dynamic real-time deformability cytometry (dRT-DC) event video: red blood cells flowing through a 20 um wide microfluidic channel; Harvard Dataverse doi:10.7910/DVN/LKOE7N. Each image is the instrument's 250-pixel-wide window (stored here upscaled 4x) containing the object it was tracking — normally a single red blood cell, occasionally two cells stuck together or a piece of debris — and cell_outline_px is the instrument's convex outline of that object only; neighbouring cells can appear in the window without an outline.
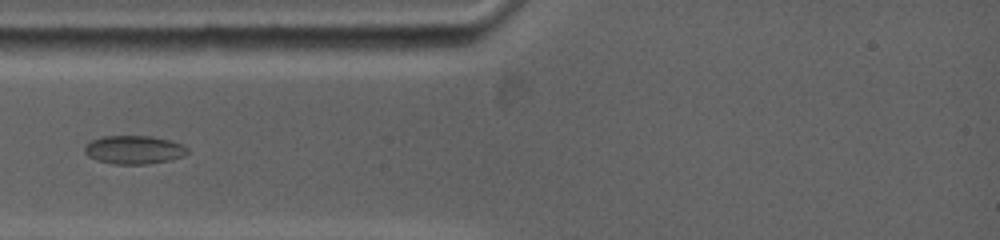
{"species": "common noctule bat (a hibernating species)", "species_latin": "Nyctalus noctula", "temperature_condition": "warm", "stored_images_in_passage": 11, "camera_frame_rate_fps": 5000, "um_per_image_px": 0.085, "animal": {"sex": "female", "body_mass_g": 19.0, "forearm_length_mm": 53.3}, "frame": {"image": 1, "passage_image": 2, "time_ms": 0.6, "image_size_px": [1000, 240], "cell_outline_px": [[188, 152], [180, 156], [168, 160], [144, 164], [116, 164], [96, 160], [88, 156], [84, 152], [84, 148], [92, 140], [104, 136], [152, 136], [168, 140], [180, 144], [188, 148]], "centroid_in_image_um": [11.35, 12.73], "position_along_channel_um": 73.7, "area_um2": 16.7}}
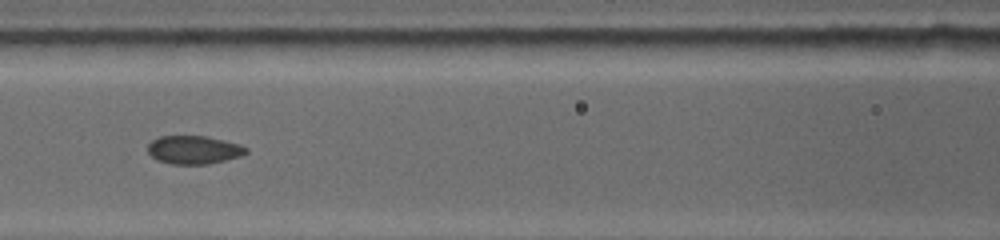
{"frame": {"image": 2, "passage_image": 7, "time_ms": 2.6, "image_size_px": [1000, 240], "cell_outline_px": [[248, 152], [240, 156], [208, 164], [172, 164], [160, 160], [152, 156], [148, 152], [148, 144], [152, 140], [160, 136], [204, 136], [236, 144], [244, 148]], "centroid_in_image_um": [16.41, 12.74], "position_along_channel_um": 150.2, "area_um2": 15.72}}
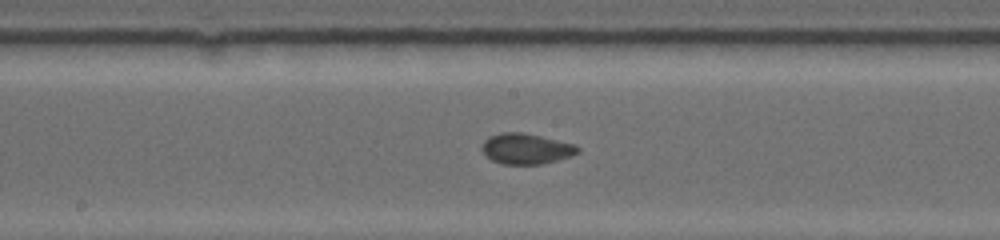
{"frame": {"image": 3, "passage_image": 10, "time_ms": 4.0, "image_size_px": [1000, 240], "cell_outline_px": [[580, 152], [556, 160], [540, 164], [504, 164], [492, 160], [484, 152], [484, 140], [488, 136], [504, 132], [520, 132], [540, 136], [572, 144], [580, 148]], "centroid_in_image_um": [44.71, 12.64], "position_along_channel_um": 203.5, "area_um2": 16.59}}